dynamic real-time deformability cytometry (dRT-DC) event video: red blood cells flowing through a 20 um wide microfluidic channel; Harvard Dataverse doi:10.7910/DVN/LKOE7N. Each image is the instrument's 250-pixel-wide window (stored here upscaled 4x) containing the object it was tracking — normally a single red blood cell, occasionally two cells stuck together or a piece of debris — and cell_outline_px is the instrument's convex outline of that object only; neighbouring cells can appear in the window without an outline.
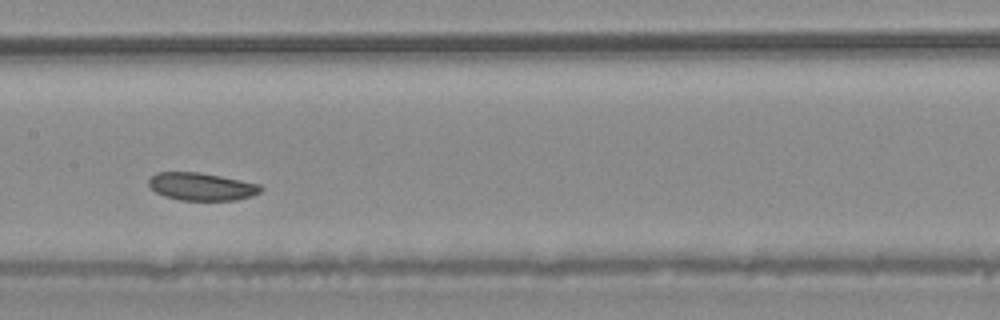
{"species": "common noctule bat (a hibernating species)", "species_latin": "Nyctalus noctula", "temperature_condition": "warm", "stored_images_in_passage": 19, "camera_frame_rate_fps": 3000, "um_per_image_px": 0.085, "animal": {"sex": "male", "body_mass_g": 20.4}, "frame": {"image": 1, "passage_image": 11, "time_ms": 3.333, "image_size_px": [1000, 320], "cell_outline_px": [[264, 188], [260, 192], [252, 196], [236, 200], [180, 200], [164, 196], [156, 192], [148, 184], [148, 180], [156, 172], [200, 172], [260, 184]], "centroid_in_image_um": [17.14, 15.86], "position_along_channel_um": 190.3, "area_um2": 18.09}}
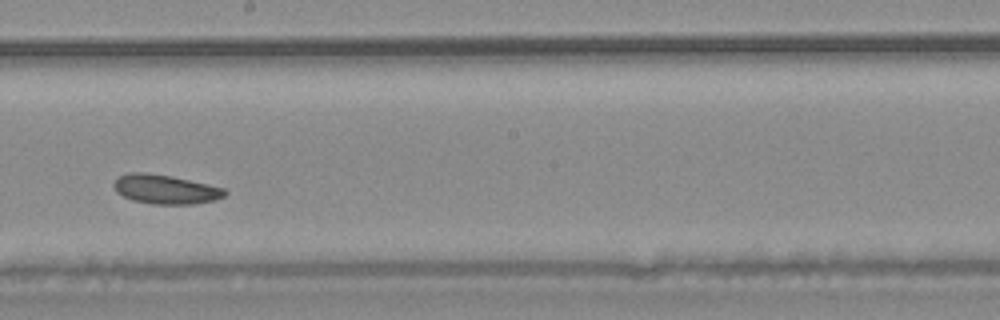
{"frame": {"image": 2, "passage_image": 14, "time_ms": 4.333, "image_size_px": [1000, 320], "cell_outline_px": [[228, 192], [224, 196], [216, 200], [192, 204], [152, 204], [132, 200], [116, 192], [112, 184], [120, 176], [128, 172], [144, 172], [172, 176], [208, 184], [224, 188]], "centroid_in_image_um": [14.06, 16.09], "position_along_channel_um": 234.1, "area_um2": 18.96}}